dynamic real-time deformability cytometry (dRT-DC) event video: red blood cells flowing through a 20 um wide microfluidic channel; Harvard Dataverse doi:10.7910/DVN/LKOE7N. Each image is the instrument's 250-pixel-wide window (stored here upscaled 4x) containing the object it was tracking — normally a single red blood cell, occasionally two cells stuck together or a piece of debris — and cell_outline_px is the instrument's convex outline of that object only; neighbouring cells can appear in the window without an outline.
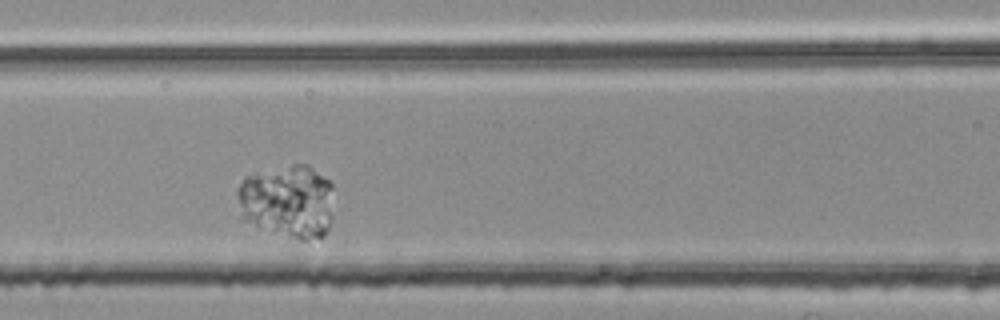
{"species": "common noctule bat (a hibernating species)", "species_latin": "Nyctalus noctula", "temperature_condition": "room temperature", "stored_images_in_passage": 32, "camera_frame_rate_fps": 3000, "um_per_image_px": 0.085, "animal": {"sex": "female", "body_mass_g": 25.1}, "frame": {"image": 1, "passage_image": 10, "time_ms": 3.0, "image_size_px": [1000, 320], "cell_outline_px": [[332, 188], [328, 228], [324, 236], [320, 240], [300, 240], [240, 220], [236, 192], [236, 188], [244, 176], [292, 164], [308, 164], [328, 180], [332, 184]], "centroid_in_image_um": [24.39, 17.11], "position_along_channel_um": 142.2, "area_um2": 41.38}}